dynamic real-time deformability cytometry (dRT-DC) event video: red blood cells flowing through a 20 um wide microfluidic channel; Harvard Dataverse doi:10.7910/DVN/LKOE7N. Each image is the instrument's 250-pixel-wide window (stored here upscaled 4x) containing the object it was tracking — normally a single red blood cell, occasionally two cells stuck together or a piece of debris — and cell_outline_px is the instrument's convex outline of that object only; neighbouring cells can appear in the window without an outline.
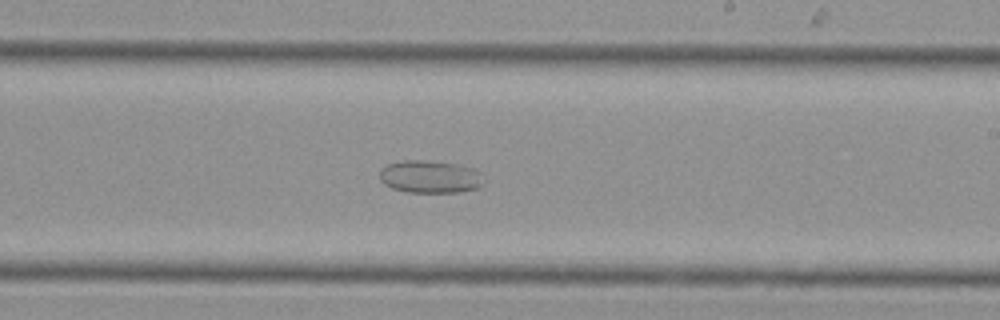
{"species": "Egyptian fruit bat (a non-hibernating species)", "species_latin": "Rousettus aegyptiacus", "temperature_condition": "cold", "stored_images_in_passage": 27, "camera_frame_rate_fps": 3000, "um_per_image_px": 0.085, "animal": {"sex": "female"}, "frame": {"image": 1, "passage_image": 15, "time_ms": 4.667, "image_size_px": [1000, 320], "cell_outline_px": [[488, 180], [480, 188], [460, 192], [408, 192], [392, 188], [384, 184], [380, 180], [380, 168], [388, 164], [404, 160], [424, 160], [456, 164], [476, 168]], "centroid_in_image_um": [36.63, 15.03], "position_along_channel_um": 252.4, "area_um2": 20.23}}
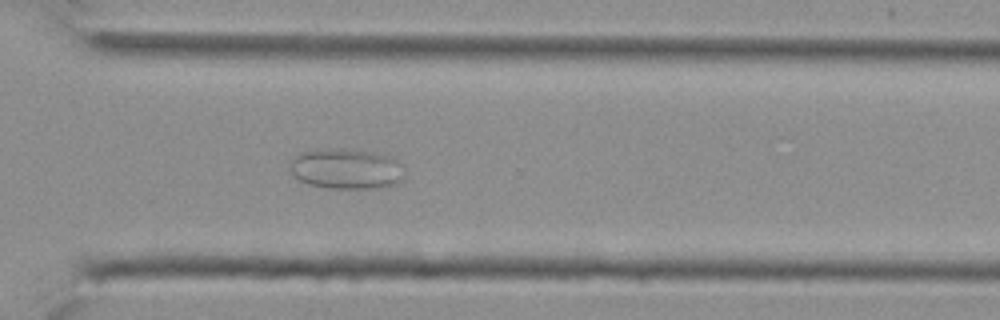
{"frame": {"image": 2, "passage_image": 19, "time_ms": 6.0, "image_size_px": [1000, 320], "cell_outline_px": [[404, 176], [396, 184], [376, 188], [328, 188], [308, 184], [300, 180], [288, 168], [288, 160], [300, 152], [316, 148], [344, 148], [372, 152], [392, 156], [404, 164]], "centroid_in_image_um": [29.42, 14.32], "position_along_channel_um": 341.2, "area_um2": 27.69}}
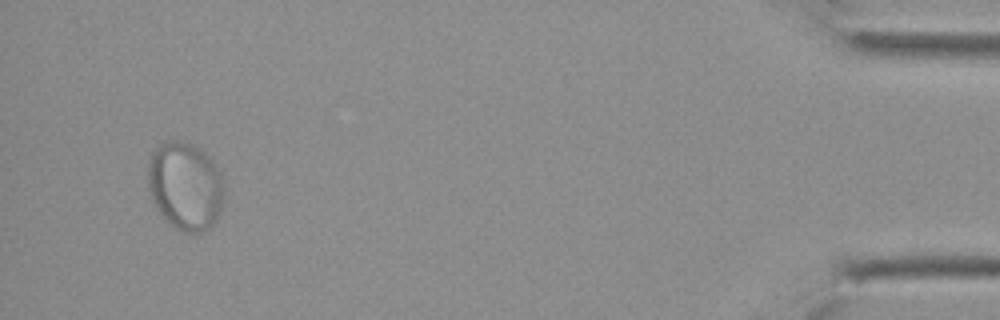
{"frame": {"image": 3, "passage_image": 26, "time_ms": 8.333, "image_size_px": [1000, 320], "cell_outline_px": [[224, 200], [220, 212], [216, 220], [208, 228], [200, 232], [188, 236], [180, 232], [168, 224], [156, 208], [152, 200], [148, 188], [148, 160], [152, 148], [168, 140], [180, 140], [192, 144], [200, 148], [216, 164], [224, 188]], "centroid_in_image_um": [15.72, 15.83], "position_along_channel_um": 419.5, "area_um2": 40.06}}